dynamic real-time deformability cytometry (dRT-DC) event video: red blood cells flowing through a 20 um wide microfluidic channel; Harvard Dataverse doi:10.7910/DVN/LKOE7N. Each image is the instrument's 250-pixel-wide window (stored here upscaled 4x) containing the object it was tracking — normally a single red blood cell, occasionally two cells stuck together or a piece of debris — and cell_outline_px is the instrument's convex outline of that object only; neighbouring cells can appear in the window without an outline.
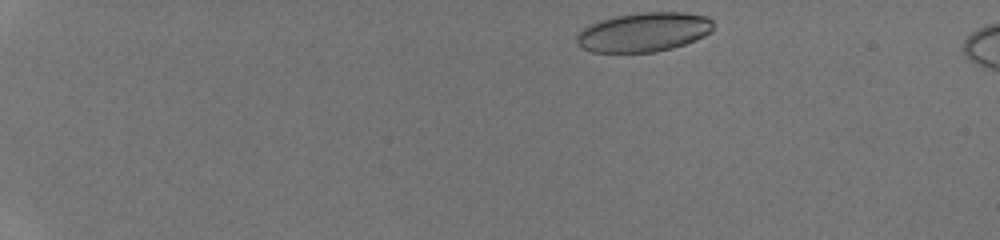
{"species": "human", "species_latin": "Homo sapiens", "temperature_condition": "room temperature", "stored_images_in_passage": 38, "camera_frame_rate_fps": 3000, "um_per_image_px": 0.085, "donor": {"sex": "male"}, "frame": {"image": 1, "passage_image": 1, "time_ms": 0.0, "image_size_px": [1000, 240], "cell_outline_px": [[712, 32], [696, 40], [672, 48], [656, 52], [592, 52], [576, 44], [576, 36], [588, 24], [600, 20], [616, 16], [640, 12], [684, 12], [708, 16], [712, 20]], "centroid_in_image_um": [54.73, 2.72], "position_along_channel_um": 30.3, "area_um2": 31.39}}
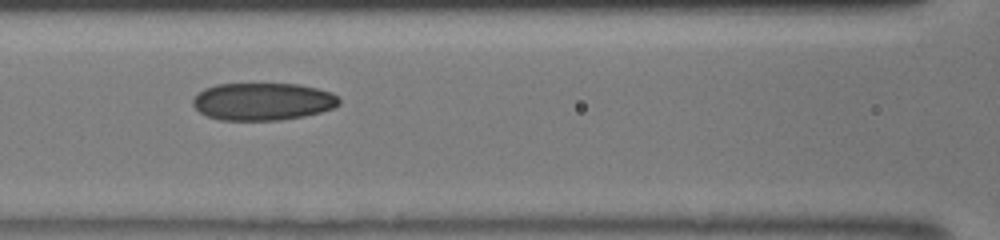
{"frame": {"image": 2, "passage_image": 16, "time_ms": 5.0, "image_size_px": [1000, 240], "cell_outline_px": [[340, 104], [332, 108], [320, 112], [304, 116], [280, 120], [220, 120], [208, 116], [200, 112], [192, 104], [192, 100], [204, 88], [216, 84], [296, 84], [316, 88], [332, 92], [340, 100]], "centroid_in_image_um": [22.33, 8.63], "position_along_channel_um": 144.3, "area_um2": 31.85}}
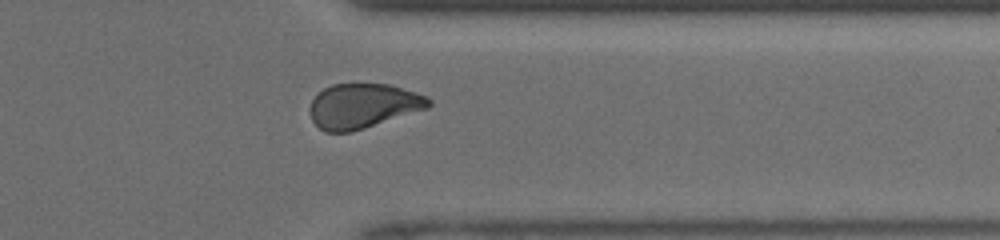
{"frame": {"image": 3, "passage_image": 31, "time_ms": 10.0, "image_size_px": [1000, 240], "cell_outline_px": [[432, 104], [428, 108], [364, 128], [348, 132], [324, 132], [312, 120], [312, 100], [324, 88], [332, 84], [388, 84], [428, 96], [432, 100]], "centroid_in_image_um": [30.89, 9.0], "position_along_channel_um": 380.5, "area_um2": 30.52}}